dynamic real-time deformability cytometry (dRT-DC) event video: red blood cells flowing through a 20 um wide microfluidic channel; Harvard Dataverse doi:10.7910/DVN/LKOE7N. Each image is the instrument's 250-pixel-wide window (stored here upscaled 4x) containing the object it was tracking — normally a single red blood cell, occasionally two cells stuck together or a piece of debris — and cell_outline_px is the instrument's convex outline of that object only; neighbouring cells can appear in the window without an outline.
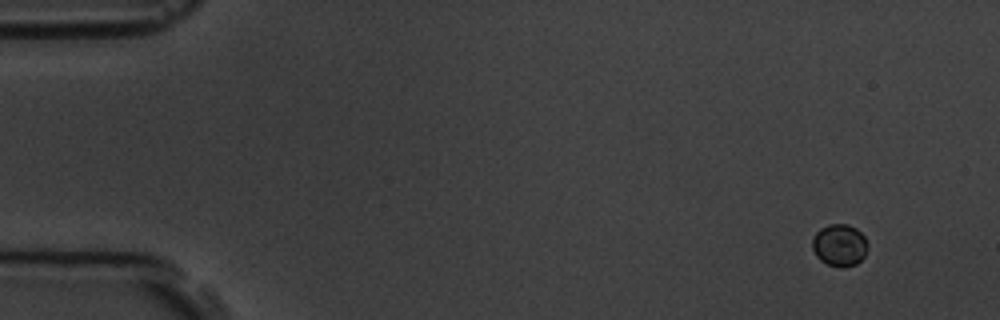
{"species": "common noctule bat (a hibernating species)", "species_latin": "Nyctalus noctula", "temperature_condition": "room temperature", "stored_images_in_passage": 6, "camera_frame_rate_fps": 3000, "um_per_image_px": 0.085, "animal": {"sex": "male", "body_mass_g": 19.5, "forearm_length_mm": 54.6}, "frame": {"image": 1, "passage_image": 1, "time_ms": 0.0, "image_size_px": [1000, 320], "cell_outline_px": [[868, 248], [864, 256], [856, 264], [844, 268], [840, 268], [828, 264], [820, 260], [816, 256], [812, 248], [812, 240], [816, 232], [820, 228], [828, 224], [848, 224], [856, 228], [864, 236], [868, 244]], "centroid_in_image_um": [71.36, 20.84], "position_along_channel_um": 13.6, "area_um2": 13.76}}
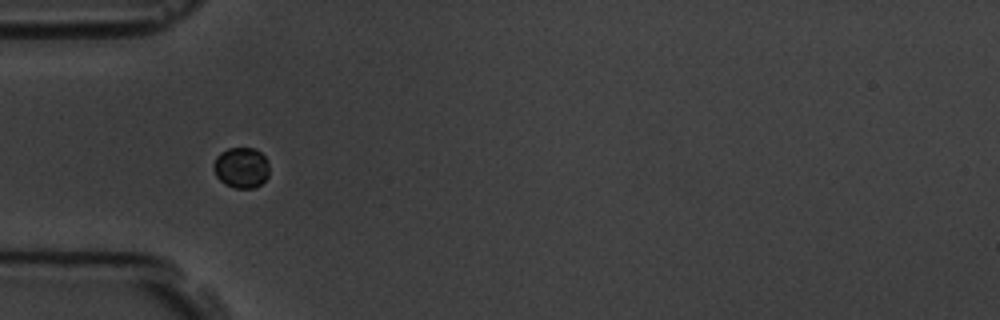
{"frame": {"image": 2, "passage_image": 5, "time_ms": 4.667, "image_size_px": [1000, 320], "cell_outline_px": [[268, 176], [260, 184], [252, 188], [236, 188], [224, 184], [216, 176], [212, 168], [212, 164], [216, 156], [220, 152], [228, 148], [256, 148], [268, 160]], "centroid_in_image_um": [20.48, 14.23], "position_along_channel_um": 64.5, "area_um2": 13.35}}
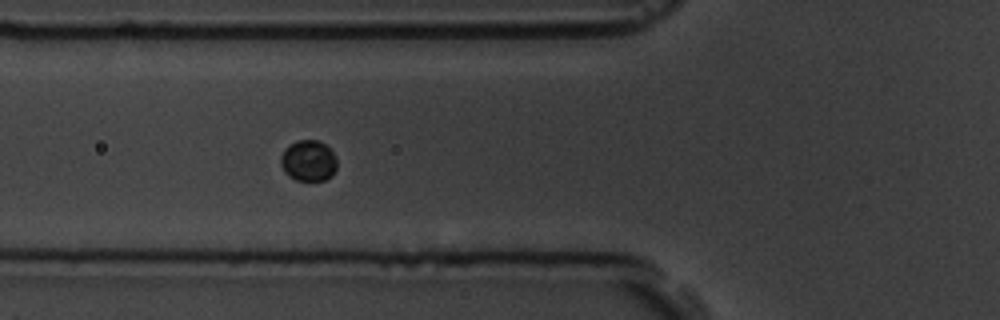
{"frame": {"image": 3, "passage_image": 6, "time_ms": 5.667, "image_size_px": [1000, 320], "cell_outline_px": [[336, 168], [332, 176], [324, 180], [296, 180], [288, 176], [284, 172], [280, 164], [280, 156], [284, 148], [296, 140], [316, 140], [324, 144], [332, 152], [336, 160]], "centroid_in_image_um": [26.18, 13.66], "position_along_channel_um": 99.6, "area_um2": 13.47}}